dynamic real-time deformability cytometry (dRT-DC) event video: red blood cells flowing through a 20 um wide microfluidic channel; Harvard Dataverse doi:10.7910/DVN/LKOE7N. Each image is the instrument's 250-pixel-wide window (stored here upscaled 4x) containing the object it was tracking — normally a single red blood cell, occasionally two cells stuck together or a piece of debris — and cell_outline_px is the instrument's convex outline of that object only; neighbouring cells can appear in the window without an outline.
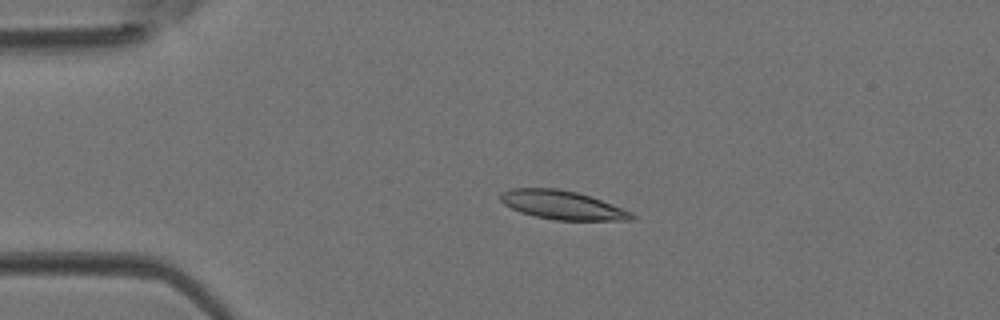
{"species": "Egyptian fruit bat (a non-hibernating species)", "species_latin": "Rousettus aegyptiacus", "temperature_condition": "room temperature", "stored_images_in_passage": 34, "camera_frame_rate_fps": 3000, "um_per_image_px": 0.085, "animal": {"sex": "female"}, "frame": {"image": 1, "passage_image": 1, "time_ms": 0.0, "image_size_px": [1000, 320], "cell_outline_px": [[636, 216], [632, 220], [556, 220], [536, 216], [520, 212], [504, 204], [500, 200], [500, 192], [512, 188], [556, 188], [576, 192], [600, 200], [632, 212]], "centroid_in_image_um": [47.77, 17.42], "position_along_channel_um": 37.2, "area_um2": 21.73}}
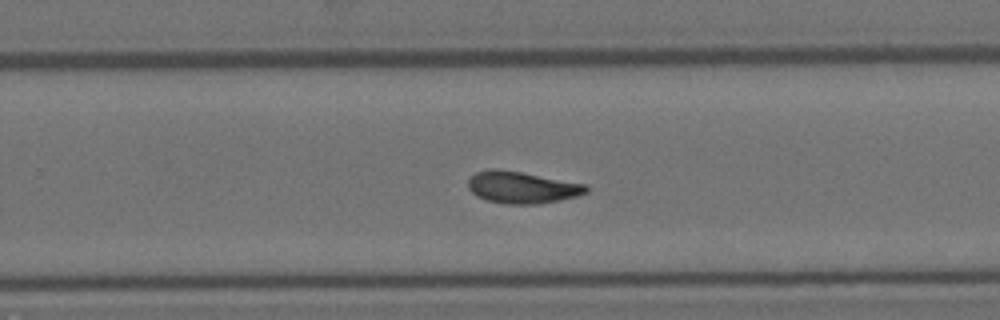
{"frame": {"image": 2, "passage_image": 19, "time_ms": 6.0, "image_size_px": [1000, 320], "cell_outline_px": [[588, 192], [580, 196], [560, 200], [536, 204], [508, 204], [488, 200], [476, 196], [468, 188], [468, 180], [476, 172], [496, 168], [520, 172], [584, 184], [588, 188]], "centroid_in_image_um": [44.37, 15.94], "position_along_channel_um": 285.4, "area_um2": 21.68}}
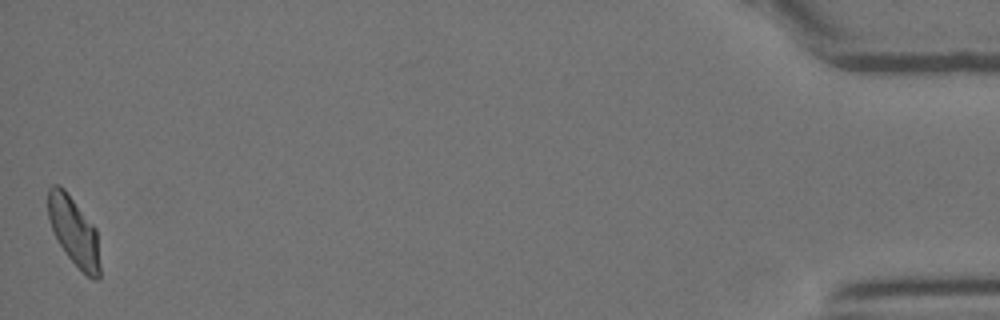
{"frame": {"image": 3, "passage_image": 34, "time_ms": 11.0, "image_size_px": [1000, 320], "cell_outline_px": [[100, 276], [96, 280], [92, 280], [68, 256], [60, 244], [52, 228], [48, 216], [48, 188], [52, 184], [60, 184], [64, 188], [96, 228], [100, 264]], "centroid_in_image_um": [6.29, 19.63], "position_along_channel_um": 428.9, "area_um2": 20.52}}